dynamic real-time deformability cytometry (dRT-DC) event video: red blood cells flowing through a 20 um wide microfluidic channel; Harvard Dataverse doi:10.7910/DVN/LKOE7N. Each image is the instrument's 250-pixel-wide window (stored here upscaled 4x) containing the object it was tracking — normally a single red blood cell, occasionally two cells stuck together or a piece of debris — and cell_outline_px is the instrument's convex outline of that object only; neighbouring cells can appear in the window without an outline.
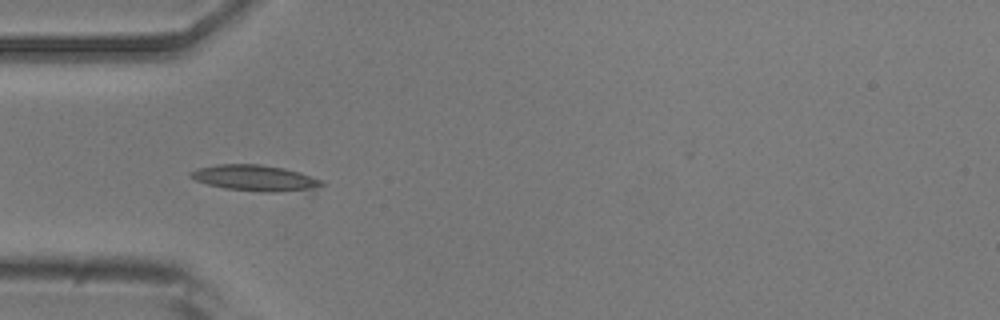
{"species": "common noctule bat (a hibernating species)", "species_latin": "Nyctalus noctula", "temperature_condition": "room temperature", "stored_images_in_passage": 8, "camera_frame_rate_fps": 3000, "um_per_image_px": 0.085, "animal": {"sex": "male", "body_mass_g": 20.5, "forearm_length_mm": 52.5}, "frame": {"image": 1, "passage_image": 6, "time_ms": 6.667, "image_size_px": [1000, 320], "cell_outline_px": [[324, 184], [312, 196], [308, 196], [260, 192], [224, 188], [208, 184], [196, 180], [188, 176], [188, 172], [196, 168], [216, 164], [260, 164], [284, 168], [300, 172], [320, 180]], "centroid_in_image_um": [21.89, 15.2], "position_along_channel_um": 63.1, "area_um2": 21.33}}